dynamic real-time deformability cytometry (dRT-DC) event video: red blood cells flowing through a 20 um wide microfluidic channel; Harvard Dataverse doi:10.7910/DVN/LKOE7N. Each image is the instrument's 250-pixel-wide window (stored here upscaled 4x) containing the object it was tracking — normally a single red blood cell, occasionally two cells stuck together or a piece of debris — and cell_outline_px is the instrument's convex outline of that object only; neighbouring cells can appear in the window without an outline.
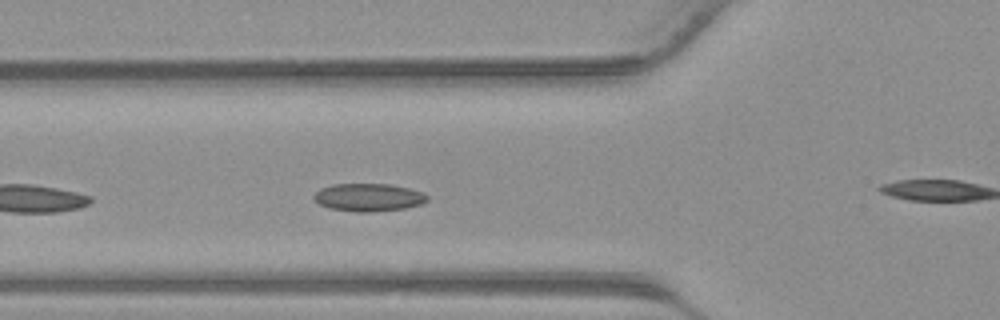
{"species": "common noctule bat (a hibernating species)", "species_latin": "Nyctalus noctula", "temperature_condition": "warm", "stored_images_in_passage": 21, "camera_frame_rate_fps": 3000, "um_per_image_px": 0.085, "animal": {"sex": "male", "body_mass_g": 23.1, "forearm_length_mm": 52.7}, "frame": {"image": 1, "passage_image": 12, "time_ms": 3.667, "image_size_px": [1000, 320], "cell_outline_px": [[428, 200], [420, 204], [404, 208], [372, 212], [356, 212], [328, 208], [320, 204], [312, 196], [320, 188], [332, 184], [392, 184], [424, 192], [428, 196]], "centroid_in_image_um": [31.32, 16.77], "position_along_channel_um": 94.5, "area_um2": 18.44}}
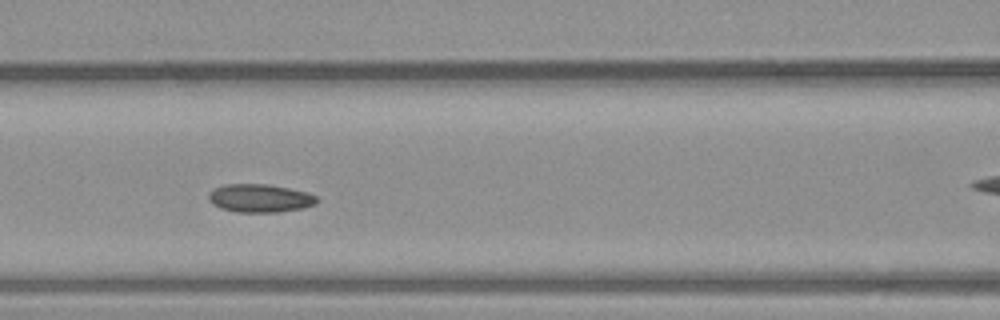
{"frame": {"image": 2, "passage_image": 15, "time_ms": 4.667, "image_size_px": [1000, 320], "cell_outline_px": [[320, 200], [316, 204], [304, 208], [280, 212], [236, 212], [220, 208], [212, 204], [208, 200], [208, 192], [212, 188], [224, 184], [268, 184], [308, 192], [316, 196]], "centroid_in_image_um": [22.08, 16.85], "position_along_channel_um": 144.5, "area_um2": 18.15}}